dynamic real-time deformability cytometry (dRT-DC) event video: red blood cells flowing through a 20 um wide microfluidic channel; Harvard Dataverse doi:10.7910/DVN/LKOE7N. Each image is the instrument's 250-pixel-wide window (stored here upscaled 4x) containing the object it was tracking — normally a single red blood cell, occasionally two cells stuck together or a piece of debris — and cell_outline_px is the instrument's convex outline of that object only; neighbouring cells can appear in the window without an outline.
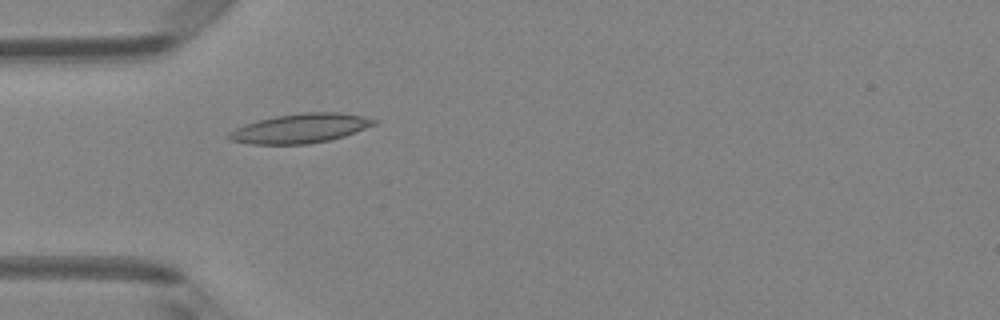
{"species": "Egyptian fruit bat (a non-hibernating species)", "species_latin": "Rousettus aegyptiacus", "temperature_condition": "room temperature", "stored_images_in_passage": 5, "camera_frame_rate_fps": 3000, "um_per_image_px": 0.085, "animal": {"sex": "female"}, "frame": {"image": 1, "passage_image": 5, "time_ms": 4.333, "image_size_px": [1000, 320], "cell_outline_px": [[376, 124], [344, 136], [328, 140], [308, 144], [252, 144], [228, 140], [228, 132], [244, 124], [276, 116], [304, 112], [340, 112], [364, 116], [376, 120]], "centroid_in_image_um": [25.52, 10.91], "position_along_channel_um": 59.5, "area_um2": 24.68}}